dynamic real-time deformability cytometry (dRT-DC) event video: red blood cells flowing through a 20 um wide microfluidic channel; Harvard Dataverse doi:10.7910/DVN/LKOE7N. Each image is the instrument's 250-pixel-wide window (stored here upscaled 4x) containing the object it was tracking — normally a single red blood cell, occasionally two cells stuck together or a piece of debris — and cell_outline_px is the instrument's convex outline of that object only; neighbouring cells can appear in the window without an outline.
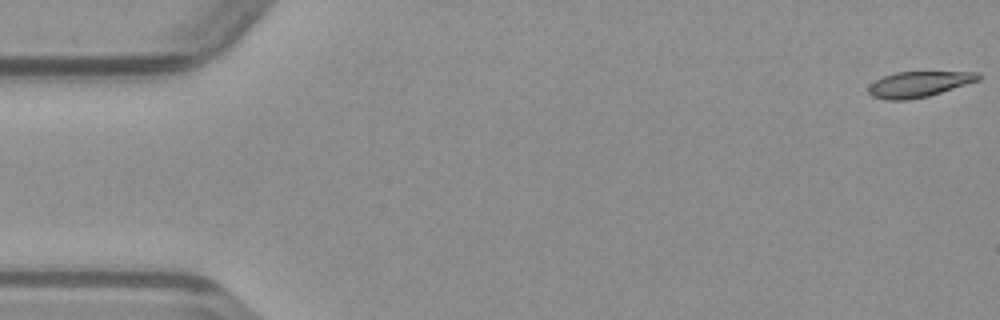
{"species": "common noctule bat (a hibernating species)", "species_latin": "Nyctalus noctula", "temperature_condition": "warm", "stored_images_in_passage": 49, "camera_frame_rate_fps": 3000, "um_per_image_px": 0.085, "animal": {"sex": "male", "body_mass_g": 23.1, "forearm_length_mm": 52.7}, "frame": {"image": 1, "passage_image": 1, "time_ms": 0.0, "image_size_px": [1000, 320], "cell_outline_px": [[980, 80], [928, 96], [908, 100], [888, 100], [872, 96], [868, 92], [868, 88], [876, 80], [884, 76], [896, 72], [980, 72]], "centroid_in_image_um": [78.11, 7.16], "position_along_channel_um": 6.9, "area_um2": 16.24}}
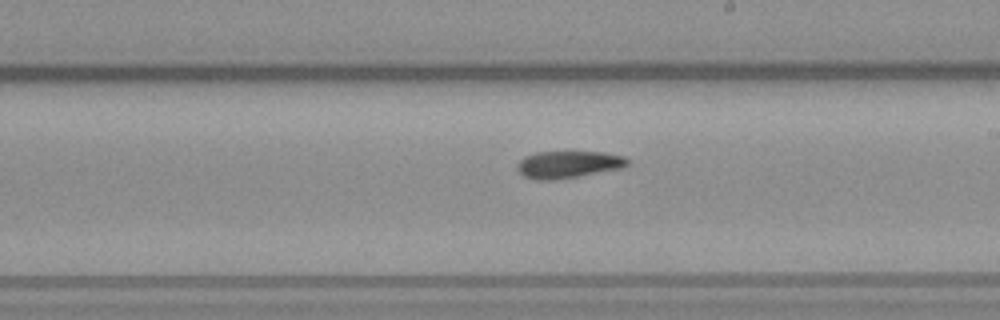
{"frame": {"image": 2, "passage_image": 28, "time_ms": 9.0, "image_size_px": [1000, 320], "cell_outline_px": [[628, 164], [624, 168], [552, 180], [532, 180], [524, 176], [516, 168], [516, 164], [524, 156], [536, 152], [604, 152], [624, 156], [628, 160]], "centroid_in_image_um": [48.28, 13.97], "position_along_channel_um": 240.7, "area_um2": 17.46}}
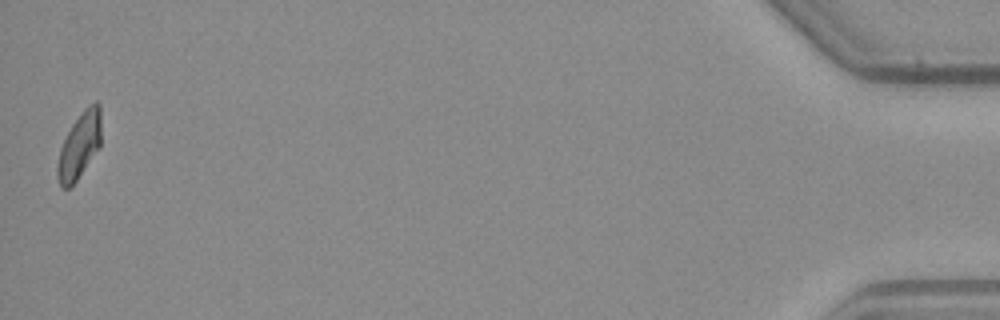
{"frame": {"image": 3, "passage_image": 49, "time_ms": 16.0, "image_size_px": [1000, 320], "cell_outline_px": [[100, 148], [76, 180], [68, 188], [60, 188], [56, 176], [56, 168], [60, 148], [72, 124], [84, 108], [88, 104], [96, 100], [100, 104]], "centroid_in_image_um": [6.74, 12.37], "position_along_channel_um": 428.5, "area_um2": 16.88}}